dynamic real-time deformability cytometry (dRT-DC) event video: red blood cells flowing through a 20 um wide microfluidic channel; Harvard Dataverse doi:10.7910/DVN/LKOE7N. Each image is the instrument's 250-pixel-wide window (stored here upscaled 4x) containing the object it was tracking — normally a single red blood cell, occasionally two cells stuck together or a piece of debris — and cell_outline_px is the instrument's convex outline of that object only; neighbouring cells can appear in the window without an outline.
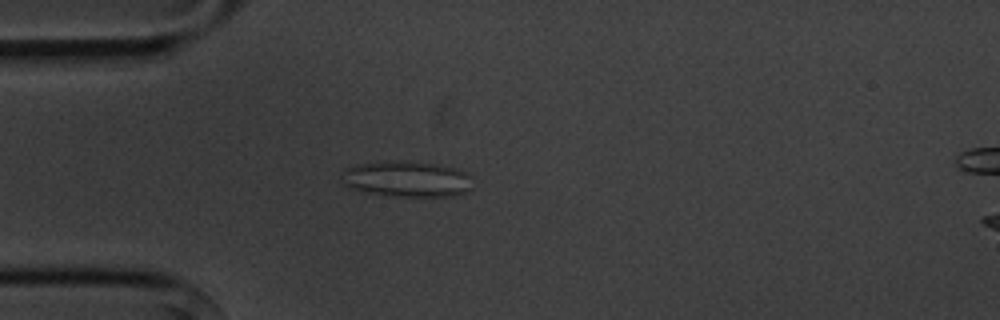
{"species": "common noctule bat (a hibernating species)", "species_latin": "Nyctalus noctula", "temperature_condition": "cold", "stored_images_in_passage": 6, "camera_frame_rate_fps": 3000, "um_per_image_px": 0.085, "animal": {"sex": "male", "body_mass_g": 20.1, "forearm_length_mm": 53.5}, "frame": {"image": 1, "passage_image": 5, "time_ms": 4.667, "image_size_px": [1000, 320], "cell_outline_px": [[472, 176], [468, 192], [452, 196], [400, 196], [368, 192], [348, 188], [340, 184], [344, 168], [356, 164], [400, 160], [432, 164], [456, 168]], "centroid_in_image_um": [34.53, 15.21], "position_along_channel_um": 50.5, "area_um2": 27.34}}